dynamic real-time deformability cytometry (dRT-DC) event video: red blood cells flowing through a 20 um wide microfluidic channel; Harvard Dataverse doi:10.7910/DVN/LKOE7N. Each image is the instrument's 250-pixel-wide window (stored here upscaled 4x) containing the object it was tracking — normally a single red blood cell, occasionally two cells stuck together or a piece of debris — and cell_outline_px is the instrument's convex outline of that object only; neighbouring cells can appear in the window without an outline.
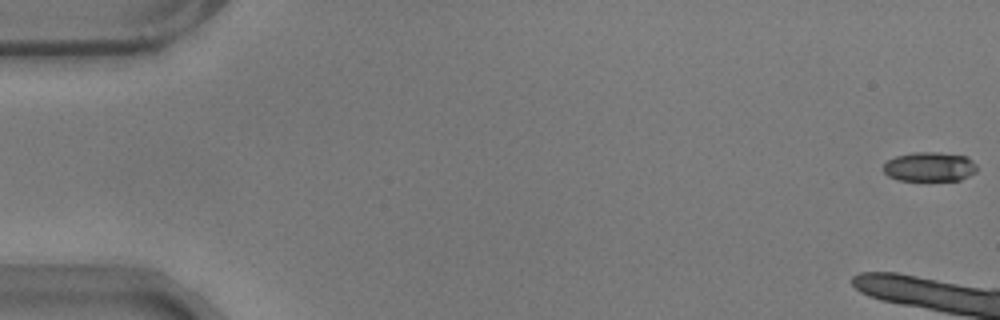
{"species": "common noctule bat (a hibernating species)", "species_latin": "Nyctalus noctula", "temperature_condition": "warm", "stored_images_in_passage": 6, "camera_frame_rate_fps": 3000, "um_per_image_px": 0.085, "animal": {"sex": "male", "body_mass_g": 17.9}, "frame": {"image": 1, "passage_image": 1, "time_ms": 0.0, "image_size_px": [1000, 320], "cell_outline_px": [[976, 172], [960, 180], [896, 180], [888, 176], [884, 172], [884, 164], [888, 160], [896, 156], [912, 152], [936, 152], [968, 156], [976, 164]], "centroid_in_image_um": [79.02, 14.17], "position_along_channel_um": 6.0, "area_um2": 16.07}}